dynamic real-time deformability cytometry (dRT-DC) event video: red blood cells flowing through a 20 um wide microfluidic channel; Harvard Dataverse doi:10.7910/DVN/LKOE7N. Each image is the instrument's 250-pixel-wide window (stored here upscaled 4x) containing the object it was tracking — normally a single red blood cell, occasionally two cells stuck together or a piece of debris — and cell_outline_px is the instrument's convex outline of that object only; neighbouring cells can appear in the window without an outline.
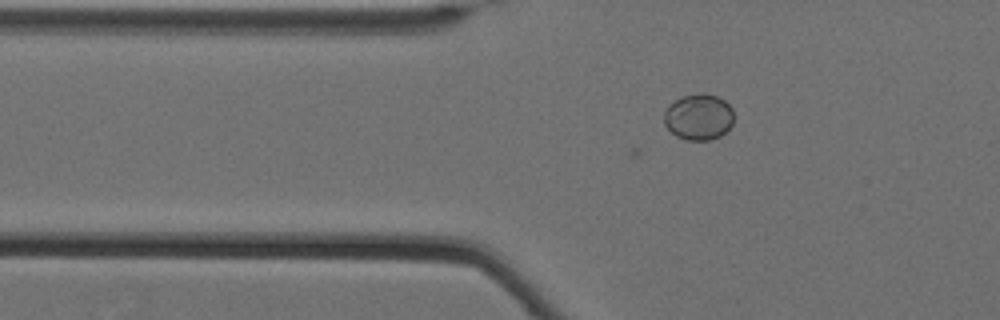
{"species": "Egyptian fruit bat (a non-hibernating species)", "species_latin": "Rousettus aegyptiacus", "temperature_condition": "cold", "stored_images_in_passage": 4, "camera_frame_rate_fps": 3000, "um_per_image_px": 0.085, "animal": {"sex": "female"}, "frame": {"image": 1, "passage_image": 4, "time_ms": 1.0, "image_size_px": [1000, 320], "cell_outline_px": [[732, 124], [720, 136], [708, 140], [688, 140], [676, 136], [664, 124], [664, 112], [668, 104], [684, 96], [716, 96], [724, 100], [732, 108]], "centroid_in_image_um": [59.36, 9.98], "position_along_channel_um": 66.4, "area_um2": 18.15}}